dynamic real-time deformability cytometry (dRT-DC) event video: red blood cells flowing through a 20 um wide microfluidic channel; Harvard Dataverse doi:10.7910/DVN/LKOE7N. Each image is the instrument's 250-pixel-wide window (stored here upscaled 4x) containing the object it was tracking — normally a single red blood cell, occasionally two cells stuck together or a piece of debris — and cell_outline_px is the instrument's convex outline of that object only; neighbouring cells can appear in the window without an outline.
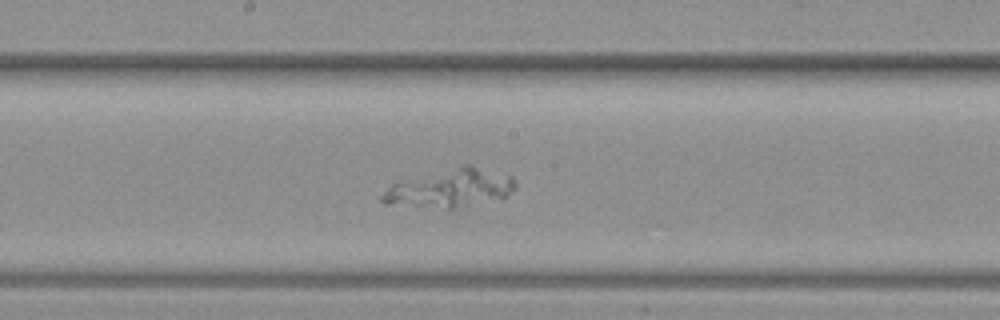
{"species": "common noctule bat (a hibernating species)", "species_latin": "Nyctalus noctula", "temperature_condition": "warm", "stored_images_in_passage": 42, "camera_frame_rate_fps": 3000, "um_per_image_px": 0.085, "animal": {"sex": "female", "body_mass_g": 19.3, "forearm_length_mm": 54.1}, "frame": {"image": 1, "passage_image": 18, "time_ms": 5.667, "image_size_px": [1000, 320], "cell_outline_px": [[516, 188], [504, 196], [464, 208], [448, 208], [384, 204], [380, 200], [380, 196], [392, 184], [404, 180], [464, 164], [472, 164], [512, 176], [516, 180]], "centroid_in_image_um": [38.3, 15.99], "position_along_channel_um": 209.9, "area_um2": 29.59}}
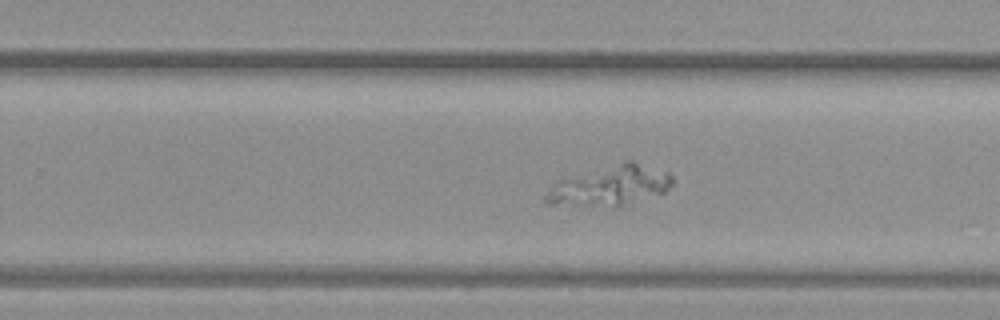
{"frame": {"image": 2, "passage_image": 23, "time_ms": 7.333, "image_size_px": [1000, 320], "cell_outline_px": [[672, 184], [664, 192], [616, 208], [544, 204], [544, 196], [556, 180], [624, 160], [632, 160], [668, 172], [672, 176]], "centroid_in_image_um": [51.81, 15.8], "position_along_channel_um": 278.0, "area_um2": 30.11}}
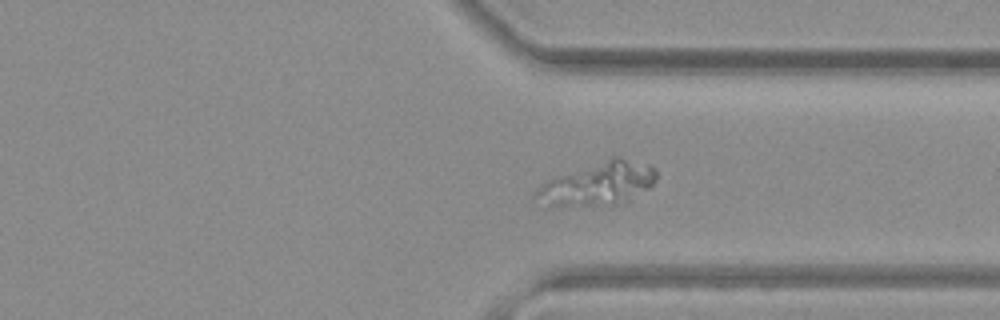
{"frame": {"image": 3, "passage_image": 29, "time_ms": 9.333, "image_size_px": [1000, 320], "cell_outline_px": [[656, 180], [648, 188], [616, 204], [552, 208], [548, 208], [532, 204], [532, 192], [540, 184], [548, 180], [612, 156], [620, 156], [648, 164], [656, 168]], "centroid_in_image_um": [50.67, 15.66], "position_along_channel_um": 360.7, "area_um2": 30.98}}